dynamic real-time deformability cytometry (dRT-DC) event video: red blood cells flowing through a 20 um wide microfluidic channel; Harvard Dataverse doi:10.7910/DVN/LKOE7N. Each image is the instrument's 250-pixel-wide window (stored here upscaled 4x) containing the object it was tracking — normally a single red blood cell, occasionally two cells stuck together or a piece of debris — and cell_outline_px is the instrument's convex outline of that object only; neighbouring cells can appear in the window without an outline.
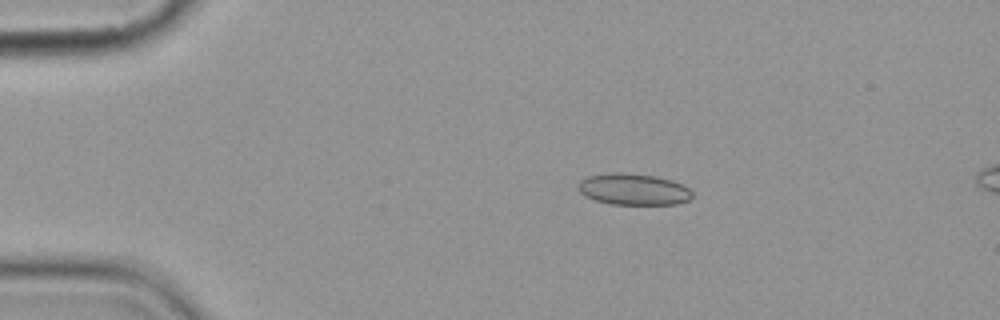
{"species": "common noctule bat (a hibernating species)", "species_latin": "Nyctalus noctula", "temperature_condition": "cold", "stored_images_in_passage": 3, "camera_frame_rate_fps": 3000, "um_per_image_px": 0.085, "animal": {"sex": "female", "body_mass_g": 19.9}, "frame": {"image": 1, "passage_image": 2, "time_ms": 1.0, "image_size_px": [1000, 320], "cell_outline_px": [[692, 196], [688, 200], [676, 204], [608, 204], [596, 200], [580, 192], [576, 188], [576, 184], [580, 180], [588, 176], [608, 172], [624, 172], [656, 176], [672, 180], [684, 184], [692, 192]], "centroid_in_image_um": [53.82, 16.07], "position_along_channel_um": 31.2, "area_um2": 21.1}}